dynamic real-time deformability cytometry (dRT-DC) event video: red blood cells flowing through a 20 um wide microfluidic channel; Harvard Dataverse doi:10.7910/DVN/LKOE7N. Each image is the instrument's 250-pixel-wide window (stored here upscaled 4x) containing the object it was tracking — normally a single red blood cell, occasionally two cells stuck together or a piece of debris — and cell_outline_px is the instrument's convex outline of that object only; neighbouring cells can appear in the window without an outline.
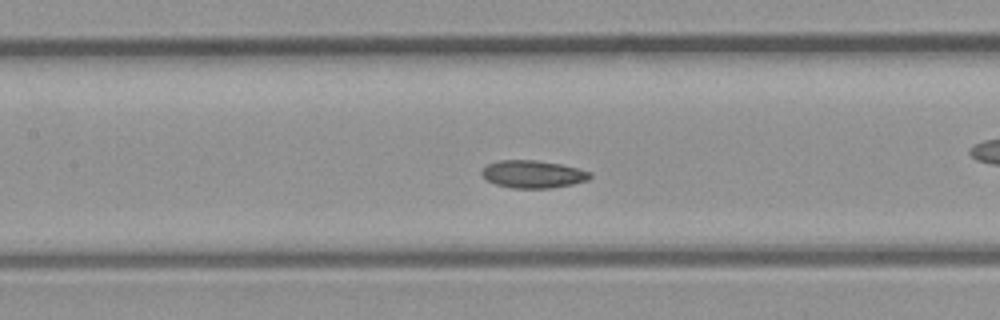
{"species": "common noctule bat (a hibernating species)", "species_latin": "Nyctalus noctula", "temperature_condition": "room temperature", "stored_images_in_passage": 41, "camera_frame_rate_fps": 3000, "um_per_image_px": 0.085, "animal": {"sex": "male", "body_mass_g": 23.1, "forearm_length_mm": 52.7}, "frame": {"image": 1, "passage_image": 18, "time_ms": 5.667, "image_size_px": [1000, 320], "cell_outline_px": [[592, 176], [588, 180], [572, 184], [548, 188], [512, 188], [496, 184], [488, 180], [480, 172], [488, 164], [500, 160], [536, 160], [560, 164], [592, 172]], "centroid_in_image_um": [45.32, 14.8], "position_along_channel_um": 162.1, "area_um2": 17.22}}
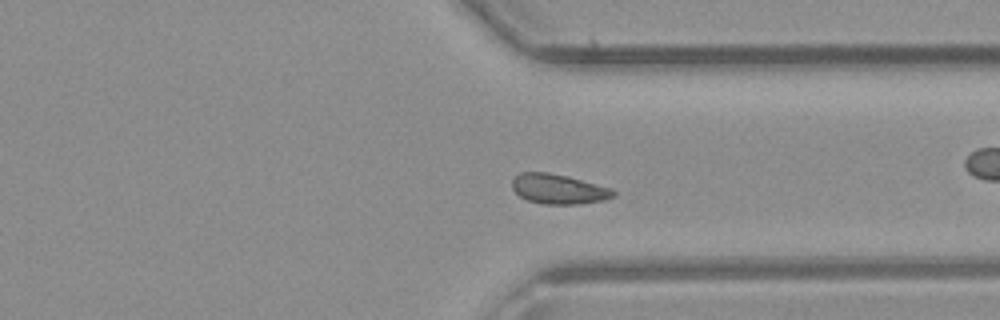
{"frame": {"image": 2, "passage_image": 30, "time_ms": 9.667, "image_size_px": [1000, 320], "cell_outline_px": [[616, 196], [604, 200], [580, 204], [544, 204], [528, 200], [520, 196], [512, 188], [512, 180], [520, 172], [548, 172], [568, 176], [612, 188], [616, 192]], "centroid_in_image_um": [47.5, 16.06], "position_along_channel_um": 363.9, "area_um2": 17.69}}